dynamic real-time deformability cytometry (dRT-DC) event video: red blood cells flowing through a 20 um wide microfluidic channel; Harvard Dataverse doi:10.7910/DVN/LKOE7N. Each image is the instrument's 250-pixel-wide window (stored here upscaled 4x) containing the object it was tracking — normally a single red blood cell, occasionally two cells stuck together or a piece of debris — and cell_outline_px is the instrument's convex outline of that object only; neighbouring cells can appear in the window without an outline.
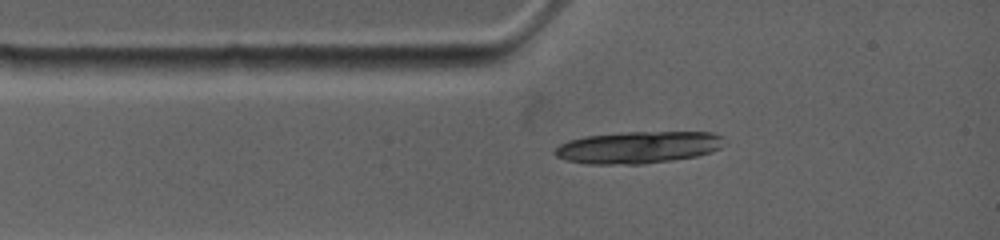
{"species": "common noctule bat (a hibernating species)", "species_latin": "Nyctalus noctula", "temperature_condition": "warm", "stored_images_in_passage": 3, "camera_frame_rate_fps": 4500, "um_per_image_px": 0.085, "animal": {"sex": "female", "body_mass_g": 19.0, "forearm_length_mm": 53.3}, "frame": {"image": 1, "passage_image": 1, "time_ms": 0.0, "image_size_px": [1000, 240], "cell_outline_px": [[480, 64], [456, 72], [420, 76], [364, 68], [372, 56], [464, 56]], "centroid_in_image_um": [35.74, 5.48], "position_along_channel_um": 49.3, "area_um2": 12.43}}